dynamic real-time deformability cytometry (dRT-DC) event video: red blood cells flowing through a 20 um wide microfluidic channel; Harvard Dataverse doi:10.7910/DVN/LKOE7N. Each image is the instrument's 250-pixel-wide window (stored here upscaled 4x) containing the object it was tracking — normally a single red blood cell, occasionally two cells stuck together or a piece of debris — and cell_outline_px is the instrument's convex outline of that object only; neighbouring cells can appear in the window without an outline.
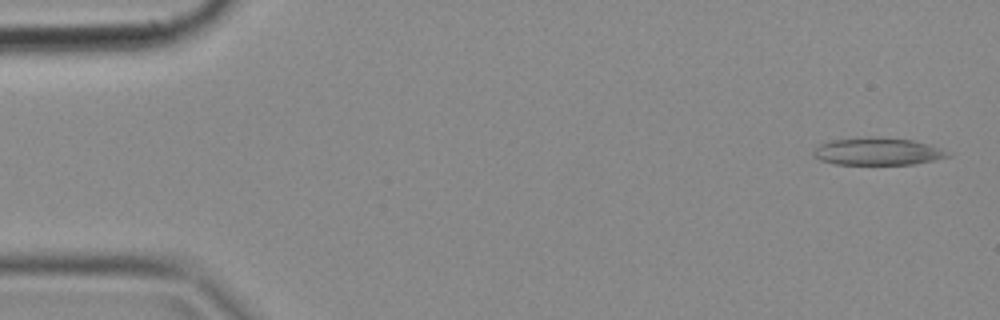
{"species": "common noctule bat (a hibernating species)", "species_latin": "Nyctalus noctula", "temperature_condition": "cold", "stored_images_in_passage": 50, "camera_frame_rate_fps": 3000, "um_per_image_px": 0.085, "animal": {"sex": "female", "body_mass_g": 18.4}, "frame": {"image": 1, "passage_image": 2, "time_ms": 0.333, "image_size_px": [1000, 320], "cell_outline_px": [[952, 156], [912, 164], [836, 164], [820, 160], [812, 156], [812, 152], [820, 144], [828, 140], [856, 136], [872, 136], [912, 140], [928, 144], [940, 148], [948, 152]], "centroid_in_image_um": [74.53, 12.85], "position_along_channel_um": 10.5, "area_um2": 21.68}}
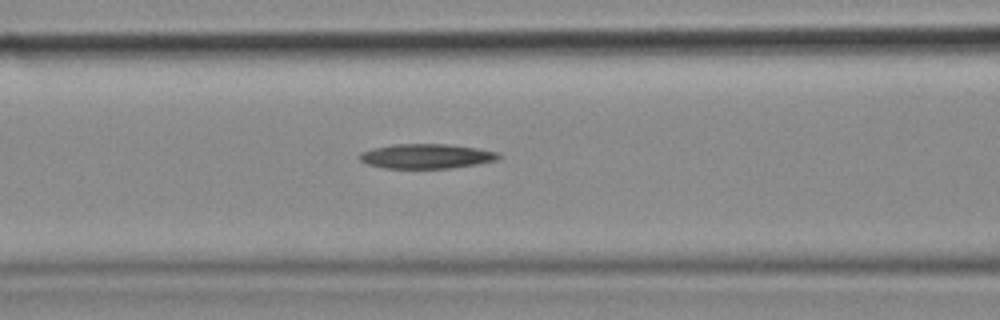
{"frame": {"image": 2, "passage_image": 20, "time_ms": 6.333, "image_size_px": [1000, 320], "cell_outline_px": [[500, 156], [496, 160], [476, 164], [452, 168], [384, 168], [368, 164], [360, 160], [356, 156], [360, 152], [372, 148], [392, 144], [448, 144], [476, 148], [500, 152]], "centroid_in_image_um": [36.2, 13.27], "position_along_channel_um": 130.4, "area_um2": 20.06}}
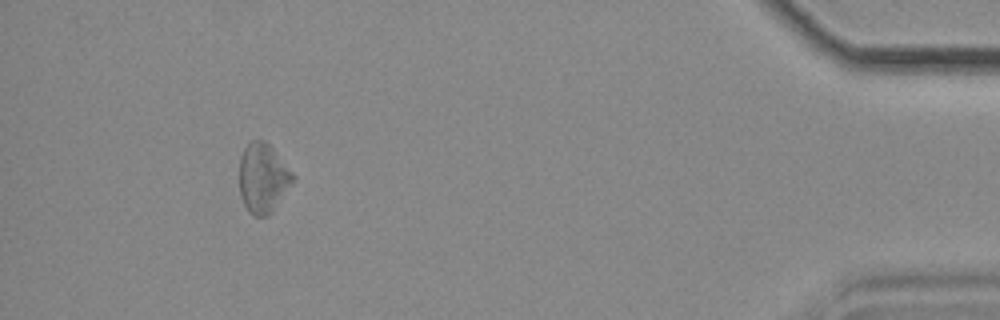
{"frame": {"image": 3, "passage_image": 46, "time_ms": 15.0, "image_size_px": [1000, 320], "cell_outline_px": [[296, 180], [272, 212], [268, 216], [252, 216], [248, 212], [240, 196], [240, 156], [244, 148], [252, 140], [264, 140], [272, 148], [296, 176]], "centroid_in_image_um": [22.37, 15.17], "position_along_channel_um": 412.8, "area_um2": 21.85}}